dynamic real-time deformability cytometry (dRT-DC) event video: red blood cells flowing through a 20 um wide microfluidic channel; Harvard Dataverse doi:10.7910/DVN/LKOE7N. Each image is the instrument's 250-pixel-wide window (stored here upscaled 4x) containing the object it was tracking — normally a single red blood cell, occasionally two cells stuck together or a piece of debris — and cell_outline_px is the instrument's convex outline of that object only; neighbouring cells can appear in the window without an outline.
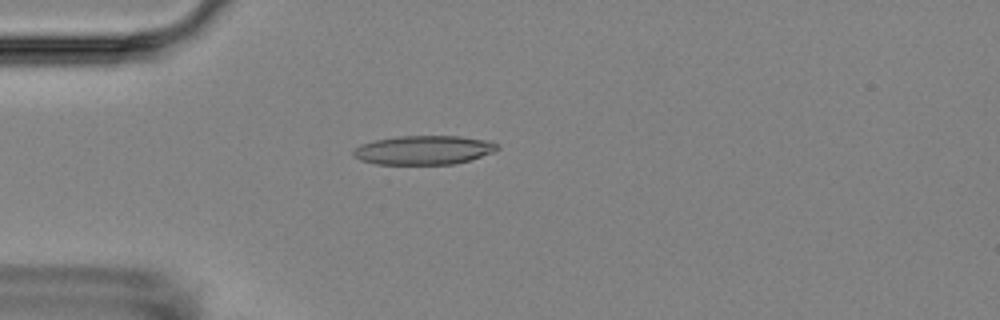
{"species": "Egyptian fruit bat (a non-hibernating species)", "species_latin": "Rousettus aegyptiacus", "temperature_condition": "room temperature", "stored_images_in_passage": 5, "camera_frame_rate_fps": 3000, "um_per_image_px": 0.085, "animal": {"sex": "female"}, "frame": {"image": 1, "passage_image": 5, "time_ms": 4.667, "image_size_px": [1000, 320], "cell_outline_px": [[500, 148], [492, 152], [456, 164], [376, 164], [360, 160], [352, 156], [352, 152], [360, 144], [376, 140], [396, 136], [460, 136], [488, 140], [500, 144]], "centroid_in_image_um": [36.01, 12.75], "position_along_channel_um": 49.0, "area_um2": 24.39}}